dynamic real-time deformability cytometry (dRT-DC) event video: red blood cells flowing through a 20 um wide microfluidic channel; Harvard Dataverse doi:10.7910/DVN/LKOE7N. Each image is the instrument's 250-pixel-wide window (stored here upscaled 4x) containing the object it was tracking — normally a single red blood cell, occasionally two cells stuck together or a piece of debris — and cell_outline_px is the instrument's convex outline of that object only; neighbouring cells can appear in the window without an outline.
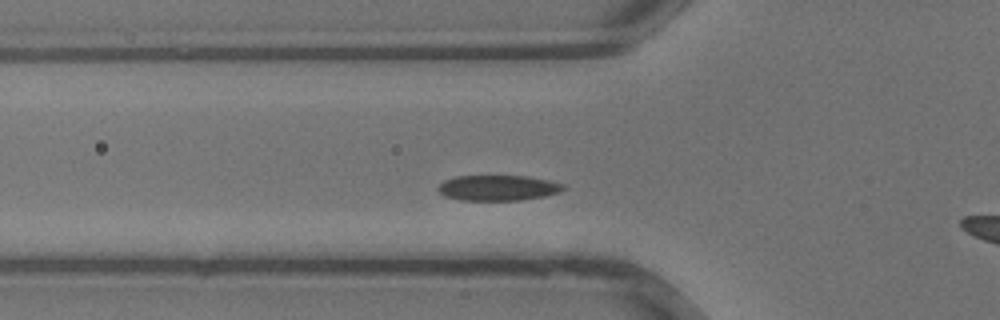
{"species": "common noctule bat (a hibernating species)", "species_latin": "Nyctalus noctula", "temperature_condition": "warm", "stored_images_in_passage": 31, "camera_frame_rate_fps": 3000, "um_per_image_px": 0.085, "animal": {"sex": "male", "body_mass_g": 13.3}, "frame": {"image": 1, "passage_image": 7, "time_ms": 2.0, "image_size_px": [1000, 320], "cell_outline_px": [[564, 188], [560, 192], [544, 196], [520, 200], [460, 200], [444, 196], [436, 188], [444, 180], [456, 176], [524, 176], [548, 180], [564, 184]], "centroid_in_image_um": [42.3, 15.97], "position_along_channel_um": 83.5, "area_um2": 18.5}}
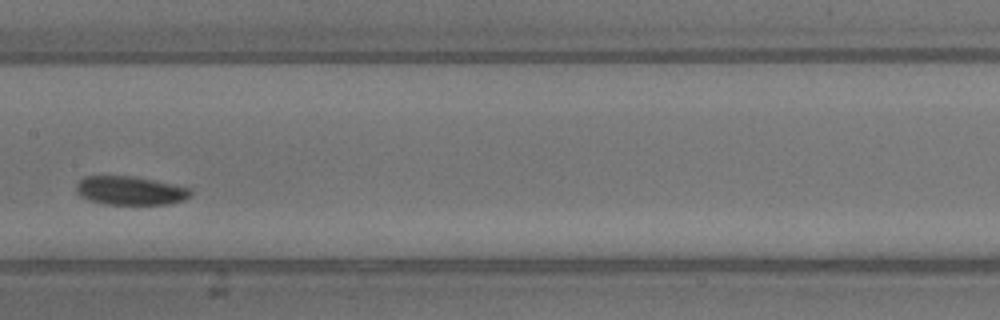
{"frame": {"image": 2, "passage_image": 13, "time_ms": 4.0, "image_size_px": [1000, 320], "cell_outline_px": [[192, 192], [184, 200], [168, 204], [104, 204], [88, 200], [80, 196], [76, 192], [76, 184], [84, 176], [132, 176], [192, 188]], "centroid_in_image_um": [11.04, 16.2], "position_along_channel_um": 196.4, "area_um2": 19.07}}
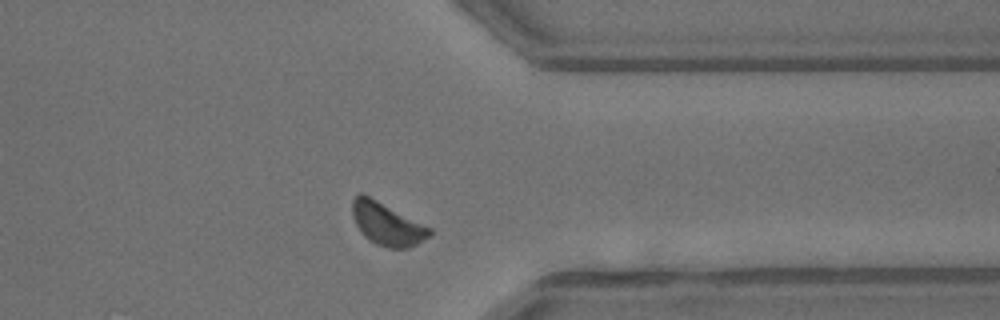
{"frame": {"image": 3, "passage_image": 23, "time_ms": 7.333, "image_size_px": [1000, 320], "cell_outline_px": [[432, 232], [428, 236], [416, 244], [408, 248], [388, 248], [376, 244], [368, 240], [360, 232], [352, 216], [352, 200], [360, 192], [364, 192], [432, 228]], "centroid_in_image_um": [32.86, 19.0], "position_along_channel_um": 378.5, "area_um2": 19.48}}